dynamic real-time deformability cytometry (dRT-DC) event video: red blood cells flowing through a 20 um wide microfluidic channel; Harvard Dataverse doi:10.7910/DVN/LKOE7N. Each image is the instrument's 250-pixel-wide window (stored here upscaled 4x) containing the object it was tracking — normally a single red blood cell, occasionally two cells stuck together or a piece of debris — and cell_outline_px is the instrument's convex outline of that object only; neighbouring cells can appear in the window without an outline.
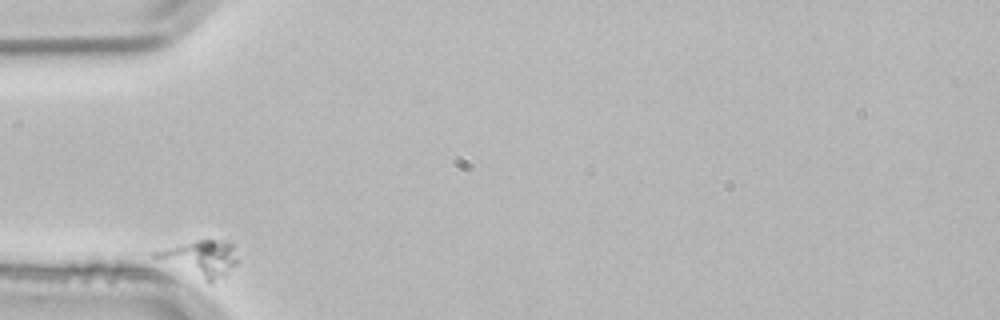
{"species": "common noctule bat (a hibernating species)", "species_latin": "Nyctalus noctula", "temperature_condition": "room temperature", "stored_images_in_passage": 2, "camera_frame_rate_fps": 3000, "um_per_image_px": 0.085, "animal": {"sex": "male", "body_mass_g": 21.5, "forearm_length_mm": 52.0}, "frame": {"image": 1, "passage_image": 1, "time_ms": 0.0, "image_size_px": [1000, 320], "cell_outline_px": [[236, 264], [224, 276], [212, 280], [204, 280], [152, 256], [152, 252], [196, 240], [224, 240], [232, 244], [236, 260]], "centroid_in_image_um": [17.05, 21.93], "position_along_channel_um": 67.9, "area_um2": 16.36}}
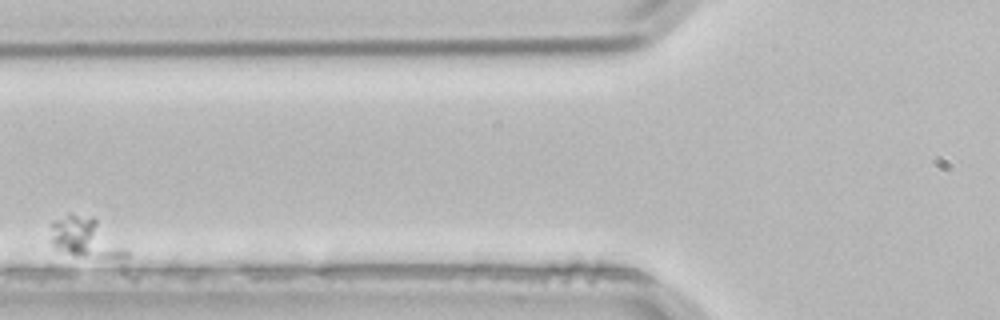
{"frame": {"image": 2, "passage_image": 2, "time_ms": 0.333, "image_size_px": [1000, 320], "cell_outline_px": [[132, 256], [76, 256], [56, 248], [52, 244], [52, 220], [68, 212], [92, 216]], "centroid_in_image_um": [7.16, 20.14], "position_along_channel_um": 118.6, "area_um2": 16.82}}